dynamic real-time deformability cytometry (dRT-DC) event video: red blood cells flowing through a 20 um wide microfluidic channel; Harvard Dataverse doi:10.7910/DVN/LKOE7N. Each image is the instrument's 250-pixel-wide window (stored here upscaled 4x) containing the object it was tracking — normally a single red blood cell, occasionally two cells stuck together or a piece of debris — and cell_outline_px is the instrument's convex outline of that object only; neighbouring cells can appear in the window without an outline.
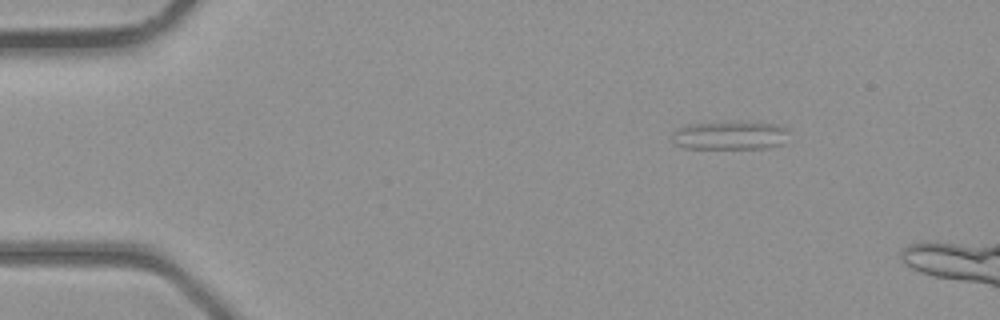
{"species": "common noctule bat (a hibernating species)", "species_latin": "Nyctalus noctula", "temperature_condition": "room temperature", "stored_images_in_passage": 4, "camera_frame_rate_fps": 3000, "um_per_image_px": 0.085, "animal": {"sex": "male", "body_mass_g": 23.1, "forearm_length_mm": 52.7}, "frame": {"image": 1, "passage_image": 2, "time_ms": 1.333, "image_size_px": [1000, 320], "cell_outline_px": [[784, 132], [780, 144], [768, 148], [684, 148], [676, 144], [672, 140], [672, 136], [680, 128], [688, 124], [772, 124], [784, 128]], "centroid_in_image_um": [61.94, 11.56], "position_along_channel_um": 23.1, "area_um2": 17.92}}